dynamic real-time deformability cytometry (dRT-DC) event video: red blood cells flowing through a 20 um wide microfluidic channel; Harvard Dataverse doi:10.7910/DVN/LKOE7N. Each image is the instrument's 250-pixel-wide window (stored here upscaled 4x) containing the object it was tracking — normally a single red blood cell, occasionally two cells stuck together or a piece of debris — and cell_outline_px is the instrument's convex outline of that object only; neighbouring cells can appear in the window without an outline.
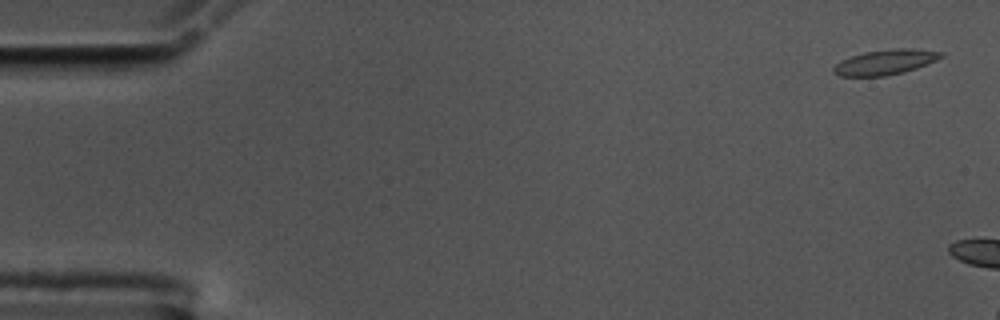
{"species": "common noctule bat (a hibernating species)", "species_latin": "Nyctalus noctula", "temperature_condition": "cold", "stored_images_in_passage": 6, "camera_frame_rate_fps": 3000, "um_per_image_px": 0.085, "animal": {"sex": "male", "body_mass_g": 17.5, "forearm_length_mm": 52.3}, "frame": {"image": 1, "passage_image": 2, "time_ms": 0.333, "image_size_px": [1000, 320], "cell_outline_px": [[944, 56], [936, 60], [916, 68], [904, 72], [884, 76], [840, 76], [832, 72], [832, 68], [840, 60], [864, 52], [896, 48], [916, 48], [944, 52]], "centroid_in_image_um": [75.25, 5.27], "position_along_channel_um": 9.7, "area_um2": 15.78}}